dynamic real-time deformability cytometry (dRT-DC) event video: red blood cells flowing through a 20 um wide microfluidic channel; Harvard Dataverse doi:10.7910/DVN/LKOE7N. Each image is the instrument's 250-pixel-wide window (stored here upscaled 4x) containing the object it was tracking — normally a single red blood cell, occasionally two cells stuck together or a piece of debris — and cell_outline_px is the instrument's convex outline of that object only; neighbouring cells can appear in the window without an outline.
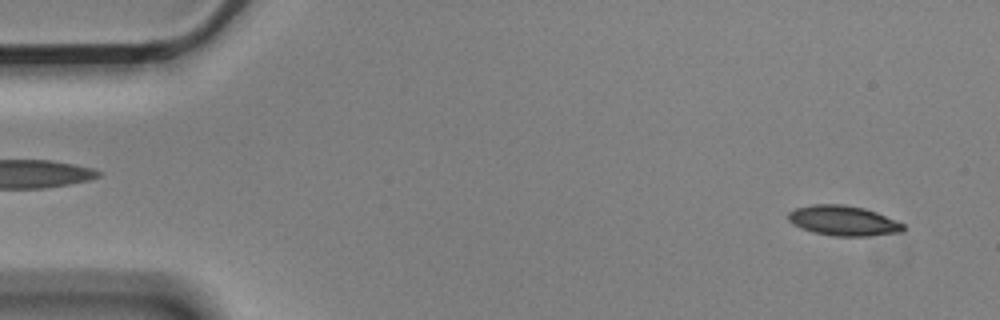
{"species": "Egyptian fruit bat (a non-hibernating species)", "species_latin": "Rousettus aegyptiacus", "temperature_condition": "cold", "stored_images_in_passage": 2, "segment_of_instrument_passage": [2, 2], "camera_frame_rate_fps": 3000, "um_per_image_px": 0.085, "animal": {"sex": "male"}, "frame": {"image": 1, "passage_image": 2, "time_ms": 0.333, "image_size_px": [1000, 320], "cell_outline_px": [[904, 232], [868, 236], [832, 236], [812, 232], [800, 228], [792, 224], [788, 220], [788, 212], [796, 208], [812, 204], [844, 204], [864, 208], [876, 212], [904, 224]], "centroid_in_image_um": [71.66, 18.76], "position_along_channel_um": 13.3, "area_um2": 20.29}}